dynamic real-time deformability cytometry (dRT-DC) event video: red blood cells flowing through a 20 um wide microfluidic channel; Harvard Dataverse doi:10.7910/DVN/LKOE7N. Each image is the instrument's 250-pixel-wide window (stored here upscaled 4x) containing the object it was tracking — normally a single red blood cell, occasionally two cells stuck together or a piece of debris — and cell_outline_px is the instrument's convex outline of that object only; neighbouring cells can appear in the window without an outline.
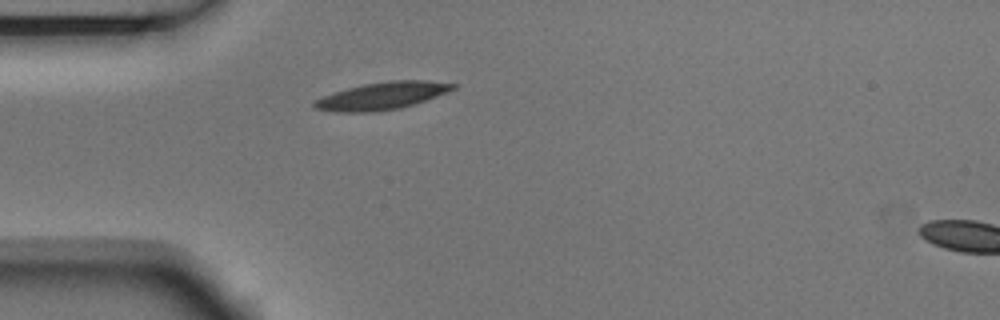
{"species": "Egyptian fruit bat (a non-hibernating species)", "species_latin": "Rousettus aegyptiacus", "temperature_condition": "room temperature", "stored_images_in_passage": 2, "segment_of_instrument_passage": [1, 2], "camera_frame_rate_fps": 3000, "um_per_image_px": 0.085, "animal": {"sex": "male"}, "frame": {"image": 1, "passage_image": 1, "time_ms": 0.0, "image_size_px": [1000, 320], "cell_outline_px": [[456, 88], [436, 96], [400, 108], [372, 112], [336, 112], [316, 108], [312, 104], [312, 100], [332, 92], [364, 84], [388, 80], [424, 80], [456, 84]], "centroid_in_image_um": [32.41, 8.14], "position_along_channel_um": 52.6, "area_um2": 21.96}}